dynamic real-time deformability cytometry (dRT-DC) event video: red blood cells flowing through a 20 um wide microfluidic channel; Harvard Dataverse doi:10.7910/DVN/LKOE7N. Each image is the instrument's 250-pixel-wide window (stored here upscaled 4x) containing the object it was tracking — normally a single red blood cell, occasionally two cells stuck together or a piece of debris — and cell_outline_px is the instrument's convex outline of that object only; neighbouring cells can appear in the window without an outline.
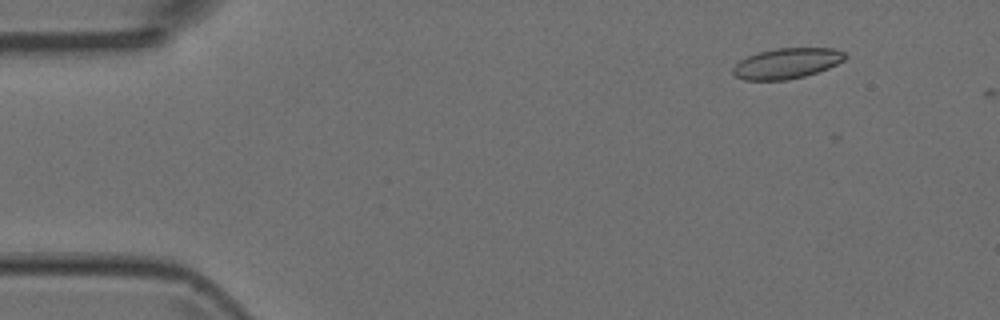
{"species": "Egyptian fruit bat (a non-hibernating species)", "species_latin": "Rousettus aegyptiacus", "temperature_condition": "room temperature", "stored_images_in_passage": 3, "camera_frame_rate_fps": 3000, "um_per_image_px": 0.085, "animal": {"sex": "female"}, "frame": {"image": 1, "passage_image": 1, "time_ms": 0.0, "image_size_px": [1000, 320], "cell_outline_px": [[848, 56], [844, 60], [828, 68], [804, 76], [788, 80], [744, 80], [732, 76], [732, 68], [740, 60], [748, 56], [760, 52], [776, 48], [832, 48], [844, 52]], "centroid_in_image_um": [66.85, 5.39], "position_along_channel_um": 18.1, "area_um2": 19.94}}